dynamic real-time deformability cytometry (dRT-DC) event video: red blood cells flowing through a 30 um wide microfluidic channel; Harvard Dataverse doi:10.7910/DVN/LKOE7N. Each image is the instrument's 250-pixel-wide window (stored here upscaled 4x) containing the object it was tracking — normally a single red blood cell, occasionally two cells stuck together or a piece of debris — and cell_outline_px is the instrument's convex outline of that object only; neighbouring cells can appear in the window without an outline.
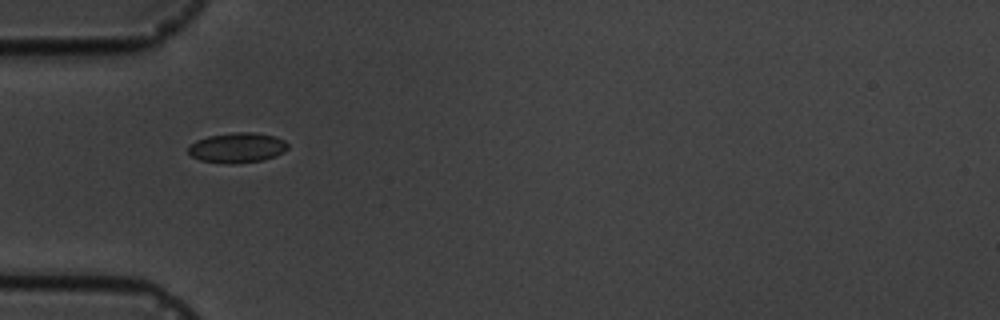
{"species": "common noctule bat (a hibernating species)", "species_latin": "Nyctalus noctula", "temperature_condition": "cold", "stored_images_in_passage": 2, "camera_frame_rate_fps": 3000, "um_per_image_px": 0.085, "animal": {"sex": "male", "body_mass_g": 19.5, "forearm_length_mm": 54.6}, "frame": {"image": 1, "passage_image": 1, "time_ms": 0.0, "image_size_px": [1000, 320], "cell_outline_px": [[288, 148], [284, 152], [276, 156], [264, 160], [236, 164], [228, 164], [200, 160], [192, 156], [188, 152], [188, 144], [196, 140], [208, 136], [232, 132], [252, 132], [276, 136], [284, 140], [288, 144]], "centroid_in_image_um": [20.17, 12.55], "position_along_channel_um": 64.8, "area_um2": 17.74}}
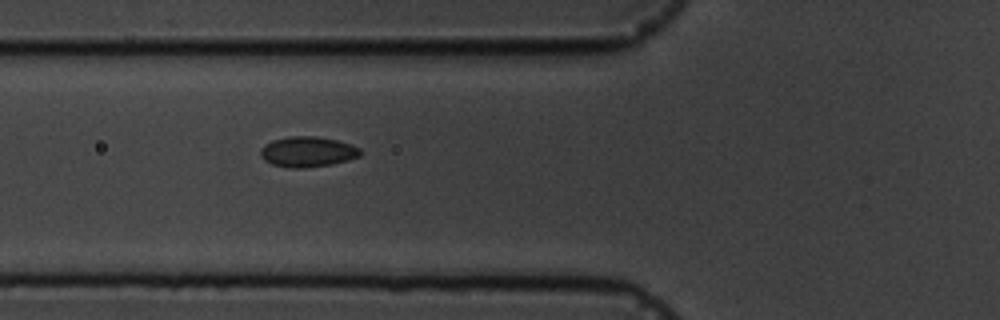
{"frame": {"image": 2, "passage_image": 2, "time_ms": 1.0, "image_size_px": [1000, 320], "cell_outline_px": [[360, 156], [348, 160], [332, 164], [304, 168], [292, 168], [272, 164], [264, 160], [260, 156], [260, 148], [264, 144], [272, 140], [292, 136], [316, 136], [336, 140], [352, 144], [360, 148]], "centroid_in_image_um": [26.13, 12.9], "position_along_channel_um": 99.7, "area_um2": 17.74}}